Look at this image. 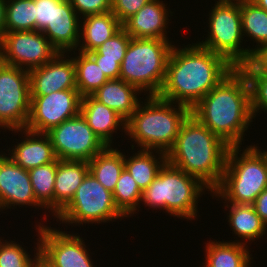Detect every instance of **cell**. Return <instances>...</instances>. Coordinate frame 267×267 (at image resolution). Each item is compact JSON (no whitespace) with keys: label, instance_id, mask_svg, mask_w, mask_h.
<instances>
[{"label":"cell","instance_id":"obj_9","mask_svg":"<svg viewBox=\"0 0 267 267\" xmlns=\"http://www.w3.org/2000/svg\"><path fill=\"white\" fill-rule=\"evenodd\" d=\"M126 217L115 205L113 193L90 172L70 203L55 217L65 224L104 223Z\"/></svg>","mask_w":267,"mask_h":267},{"label":"cell","instance_id":"obj_7","mask_svg":"<svg viewBox=\"0 0 267 267\" xmlns=\"http://www.w3.org/2000/svg\"><path fill=\"white\" fill-rule=\"evenodd\" d=\"M173 45L169 39L131 38L120 66V76L140 92L157 96L166 75L167 61Z\"/></svg>","mask_w":267,"mask_h":267},{"label":"cell","instance_id":"obj_42","mask_svg":"<svg viewBox=\"0 0 267 267\" xmlns=\"http://www.w3.org/2000/svg\"><path fill=\"white\" fill-rule=\"evenodd\" d=\"M5 5L6 0H0V39L5 33Z\"/></svg>","mask_w":267,"mask_h":267},{"label":"cell","instance_id":"obj_22","mask_svg":"<svg viewBox=\"0 0 267 267\" xmlns=\"http://www.w3.org/2000/svg\"><path fill=\"white\" fill-rule=\"evenodd\" d=\"M138 93L142 92L122 79H110L92 96L127 121L141 101L136 96Z\"/></svg>","mask_w":267,"mask_h":267},{"label":"cell","instance_id":"obj_12","mask_svg":"<svg viewBox=\"0 0 267 267\" xmlns=\"http://www.w3.org/2000/svg\"><path fill=\"white\" fill-rule=\"evenodd\" d=\"M57 53L48 38L37 30L5 32L0 39V61L26 71L43 66Z\"/></svg>","mask_w":267,"mask_h":267},{"label":"cell","instance_id":"obj_6","mask_svg":"<svg viewBox=\"0 0 267 267\" xmlns=\"http://www.w3.org/2000/svg\"><path fill=\"white\" fill-rule=\"evenodd\" d=\"M208 189L197 177L166 162L158 176L143 191L141 201L149 208L163 209L171 216L195 219L197 200Z\"/></svg>","mask_w":267,"mask_h":267},{"label":"cell","instance_id":"obj_14","mask_svg":"<svg viewBox=\"0 0 267 267\" xmlns=\"http://www.w3.org/2000/svg\"><path fill=\"white\" fill-rule=\"evenodd\" d=\"M40 223L38 239L40 257L51 267H94L80 235L67 234Z\"/></svg>","mask_w":267,"mask_h":267},{"label":"cell","instance_id":"obj_30","mask_svg":"<svg viewBox=\"0 0 267 267\" xmlns=\"http://www.w3.org/2000/svg\"><path fill=\"white\" fill-rule=\"evenodd\" d=\"M243 36L246 34L257 42L258 47L267 44V11L251 0L240 1Z\"/></svg>","mask_w":267,"mask_h":267},{"label":"cell","instance_id":"obj_31","mask_svg":"<svg viewBox=\"0 0 267 267\" xmlns=\"http://www.w3.org/2000/svg\"><path fill=\"white\" fill-rule=\"evenodd\" d=\"M5 32L35 30V0H6Z\"/></svg>","mask_w":267,"mask_h":267},{"label":"cell","instance_id":"obj_36","mask_svg":"<svg viewBox=\"0 0 267 267\" xmlns=\"http://www.w3.org/2000/svg\"><path fill=\"white\" fill-rule=\"evenodd\" d=\"M78 16L103 14L111 11V0H69ZM82 14V16H81Z\"/></svg>","mask_w":267,"mask_h":267},{"label":"cell","instance_id":"obj_25","mask_svg":"<svg viewBox=\"0 0 267 267\" xmlns=\"http://www.w3.org/2000/svg\"><path fill=\"white\" fill-rule=\"evenodd\" d=\"M153 152L155 150L140 149L135 155L129 158L124 155V167L142 191L158 176L159 171L167 162L166 153L157 151L159 154V158L157 159Z\"/></svg>","mask_w":267,"mask_h":267},{"label":"cell","instance_id":"obj_38","mask_svg":"<svg viewBox=\"0 0 267 267\" xmlns=\"http://www.w3.org/2000/svg\"><path fill=\"white\" fill-rule=\"evenodd\" d=\"M64 0H35V30L42 32L54 16V4Z\"/></svg>","mask_w":267,"mask_h":267},{"label":"cell","instance_id":"obj_15","mask_svg":"<svg viewBox=\"0 0 267 267\" xmlns=\"http://www.w3.org/2000/svg\"><path fill=\"white\" fill-rule=\"evenodd\" d=\"M57 53L43 66L29 71L30 96H45L52 92L76 88V67L73 58ZM65 58V59H64Z\"/></svg>","mask_w":267,"mask_h":267},{"label":"cell","instance_id":"obj_11","mask_svg":"<svg viewBox=\"0 0 267 267\" xmlns=\"http://www.w3.org/2000/svg\"><path fill=\"white\" fill-rule=\"evenodd\" d=\"M57 159L89 162L107 146L93 132L81 113L46 133Z\"/></svg>","mask_w":267,"mask_h":267},{"label":"cell","instance_id":"obj_3","mask_svg":"<svg viewBox=\"0 0 267 267\" xmlns=\"http://www.w3.org/2000/svg\"><path fill=\"white\" fill-rule=\"evenodd\" d=\"M229 147L190 114L166 157L167 162L197 177L212 192L222 179Z\"/></svg>","mask_w":267,"mask_h":267},{"label":"cell","instance_id":"obj_34","mask_svg":"<svg viewBox=\"0 0 267 267\" xmlns=\"http://www.w3.org/2000/svg\"><path fill=\"white\" fill-rule=\"evenodd\" d=\"M0 240V267H33L37 258L40 256V243L37 242L35 249L36 256L34 259L30 258L27 251L21 245L14 241Z\"/></svg>","mask_w":267,"mask_h":267},{"label":"cell","instance_id":"obj_8","mask_svg":"<svg viewBox=\"0 0 267 267\" xmlns=\"http://www.w3.org/2000/svg\"><path fill=\"white\" fill-rule=\"evenodd\" d=\"M209 13L208 37L199 46L223 56L232 66L246 64L251 49L241 48L243 39L240 1H216ZM242 40V41H241Z\"/></svg>","mask_w":267,"mask_h":267},{"label":"cell","instance_id":"obj_23","mask_svg":"<svg viewBox=\"0 0 267 267\" xmlns=\"http://www.w3.org/2000/svg\"><path fill=\"white\" fill-rule=\"evenodd\" d=\"M80 25V41L78 50L83 53H90L100 47L107 39L111 38L121 28L122 24L110 11L103 14L88 15L82 17ZM83 40V41H81Z\"/></svg>","mask_w":267,"mask_h":267},{"label":"cell","instance_id":"obj_39","mask_svg":"<svg viewBox=\"0 0 267 267\" xmlns=\"http://www.w3.org/2000/svg\"><path fill=\"white\" fill-rule=\"evenodd\" d=\"M239 68L244 74H267V44L251 48L249 61Z\"/></svg>","mask_w":267,"mask_h":267},{"label":"cell","instance_id":"obj_33","mask_svg":"<svg viewBox=\"0 0 267 267\" xmlns=\"http://www.w3.org/2000/svg\"><path fill=\"white\" fill-rule=\"evenodd\" d=\"M131 38L132 37L123 28H121L95 51L88 54L94 60L116 61L121 65Z\"/></svg>","mask_w":267,"mask_h":267},{"label":"cell","instance_id":"obj_41","mask_svg":"<svg viewBox=\"0 0 267 267\" xmlns=\"http://www.w3.org/2000/svg\"><path fill=\"white\" fill-rule=\"evenodd\" d=\"M252 205L262 222L267 226V188L257 196Z\"/></svg>","mask_w":267,"mask_h":267},{"label":"cell","instance_id":"obj_5","mask_svg":"<svg viewBox=\"0 0 267 267\" xmlns=\"http://www.w3.org/2000/svg\"><path fill=\"white\" fill-rule=\"evenodd\" d=\"M240 147H229L220 184L210 193L224 203L252 205L267 188V154L255 144L240 154Z\"/></svg>","mask_w":267,"mask_h":267},{"label":"cell","instance_id":"obj_28","mask_svg":"<svg viewBox=\"0 0 267 267\" xmlns=\"http://www.w3.org/2000/svg\"><path fill=\"white\" fill-rule=\"evenodd\" d=\"M78 52L79 56L72 57L76 67V88L82 97L93 95L109 79L88 53Z\"/></svg>","mask_w":267,"mask_h":267},{"label":"cell","instance_id":"obj_32","mask_svg":"<svg viewBox=\"0 0 267 267\" xmlns=\"http://www.w3.org/2000/svg\"><path fill=\"white\" fill-rule=\"evenodd\" d=\"M142 193L143 191L139 188L137 182L124 167L113 191L116 207L126 217L131 216L136 212L137 207H140Z\"/></svg>","mask_w":267,"mask_h":267},{"label":"cell","instance_id":"obj_40","mask_svg":"<svg viewBox=\"0 0 267 267\" xmlns=\"http://www.w3.org/2000/svg\"><path fill=\"white\" fill-rule=\"evenodd\" d=\"M95 62L109 80L119 79L121 65L118 62L109 60H95Z\"/></svg>","mask_w":267,"mask_h":267},{"label":"cell","instance_id":"obj_18","mask_svg":"<svg viewBox=\"0 0 267 267\" xmlns=\"http://www.w3.org/2000/svg\"><path fill=\"white\" fill-rule=\"evenodd\" d=\"M166 5L160 0H151L135 15L128 18L122 28L132 38L168 39L166 27L169 13Z\"/></svg>","mask_w":267,"mask_h":267},{"label":"cell","instance_id":"obj_21","mask_svg":"<svg viewBox=\"0 0 267 267\" xmlns=\"http://www.w3.org/2000/svg\"><path fill=\"white\" fill-rule=\"evenodd\" d=\"M88 173L87 161L57 159L54 183L55 217L70 203Z\"/></svg>","mask_w":267,"mask_h":267},{"label":"cell","instance_id":"obj_4","mask_svg":"<svg viewBox=\"0 0 267 267\" xmlns=\"http://www.w3.org/2000/svg\"><path fill=\"white\" fill-rule=\"evenodd\" d=\"M145 98L147 102H140L126 121L125 134L141 150H156L155 153L161 151L167 154L175 143L182 123L191 114V109L182 104L174 106L176 103L158 96L147 95Z\"/></svg>","mask_w":267,"mask_h":267},{"label":"cell","instance_id":"obj_29","mask_svg":"<svg viewBox=\"0 0 267 267\" xmlns=\"http://www.w3.org/2000/svg\"><path fill=\"white\" fill-rule=\"evenodd\" d=\"M57 172V159L49 164L28 171L36 200L54 214V183Z\"/></svg>","mask_w":267,"mask_h":267},{"label":"cell","instance_id":"obj_45","mask_svg":"<svg viewBox=\"0 0 267 267\" xmlns=\"http://www.w3.org/2000/svg\"><path fill=\"white\" fill-rule=\"evenodd\" d=\"M218 1H242V0H218Z\"/></svg>","mask_w":267,"mask_h":267},{"label":"cell","instance_id":"obj_20","mask_svg":"<svg viewBox=\"0 0 267 267\" xmlns=\"http://www.w3.org/2000/svg\"><path fill=\"white\" fill-rule=\"evenodd\" d=\"M80 113L106 146L112 145L113 133L118 127L122 126V131L126 132V120L92 95L82 97Z\"/></svg>","mask_w":267,"mask_h":267},{"label":"cell","instance_id":"obj_35","mask_svg":"<svg viewBox=\"0 0 267 267\" xmlns=\"http://www.w3.org/2000/svg\"><path fill=\"white\" fill-rule=\"evenodd\" d=\"M245 75L250 87L251 112L255 118L259 110L267 113V74Z\"/></svg>","mask_w":267,"mask_h":267},{"label":"cell","instance_id":"obj_13","mask_svg":"<svg viewBox=\"0 0 267 267\" xmlns=\"http://www.w3.org/2000/svg\"><path fill=\"white\" fill-rule=\"evenodd\" d=\"M30 99V115L25 129L31 132L46 134L65 120L80 114L82 96L77 89L30 96Z\"/></svg>","mask_w":267,"mask_h":267},{"label":"cell","instance_id":"obj_44","mask_svg":"<svg viewBox=\"0 0 267 267\" xmlns=\"http://www.w3.org/2000/svg\"><path fill=\"white\" fill-rule=\"evenodd\" d=\"M253 1L259 8L267 11V0H251Z\"/></svg>","mask_w":267,"mask_h":267},{"label":"cell","instance_id":"obj_1","mask_svg":"<svg viewBox=\"0 0 267 267\" xmlns=\"http://www.w3.org/2000/svg\"><path fill=\"white\" fill-rule=\"evenodd\" d=\"M234 68L223 56L197 43L182 49L173 45L157 96L192 109Z\"/></svg>","mask_w":267,"mask_h":267},{"label":"cell","instance_id":"obj_43","mask_svg":"<svg viewBox=\"0 0 267 267\" xmlns=\"http://www.w3.org/2000/svg\"><path fill=\"white\" fill-rule=\"evenodd\" d=\"M33 267H51L48 265L40 256L37 258L36 262L34 263Z\"/></svg>","mask_w":267,"mask_h":267},{"label":"cell","instance_id":"obj_27","mask_svg":"<svg viewBox=\"0 0 267 267\" xmlns=\"http://www.w3.org/2000/svg\"><path fill=\"white\" fill-rule=\"evenodd\" d=\"M89 172L110 192L113 193L119 176L124 169V154L107 146L89 162Z\"/></svg>","mask_w":267,"mask_h":267},{"label":"cell","instance_id":"obj_26","mask_svg":"<svg viewBox=\"0 0 267 267\" xmlns=\"http://www.w3.org/2000/svg\"><path fill=\"white\" fill-rule=\"evenodd\" d=\"M227 203L229 215L227 219L232 231L239 238L255 241L266 234L267 226L262 222L260 216L256 213L253 205Z\"/></svg>","mask_w":267,"mask_h":267},{"label":"cell","instance_id":"obj_10","mask_svg":"<svg viewBox=\"0 0 267 267\" xmlns=\"http://www.w3.org/2000/svg\"><path fill=\"white\" fill-rule=\"evenodd\" d=\"M30 103L29 71L0 61V128L25 129Z\"/></svg>","mask_w":267,"mask_h":267},{"label":"cell","instance_id":"obj_37","mask_svg":"<svg viewBox=\"0 0 267 267\" xmlns=\"http://www.w3.org/2000/svg\"><path fill=\"white\" fill-rule=\"evenodd\" d=\"M151 0H111V12L123 24Z\"/></svg>","mask_w":267,"mask_h":267},{"label":"cell","instance_id":"obj_19","mask_svg":"<svg viewBox=\"0 0 267 267\" xmlns=\"http://www.w3.org/2000/svg\"><path fill=\"white\" fill-rule=\"evenodd\" d=\"M23 132L25 140L15 145L10 151L11 159L25 170L54 162L55 155L50 137L45 133H35L26 129L14 130ZM37 138V139H36Z\"/></svg>","mask_w":267,"mask_h":267},{"label":"cell","instance_id":"obj_2","mask_svg":"<svg viewBox=\"0 0 267 267\" xmlns=\"http://www.w3.org/2000/svg\"><path fill=\"white\" fill-rule=\"evenodd\" d=\"M191 114L230 147L242 145L244 132L254 119L244 72L234 68L191 109Z\"/></svg>","mask_w":267,"mask_h":267},{"label":"cell","instance_id":"obj_24","mask_svg":"<svg viewBox=\"0 0 267 267\" xmlns=\"http://www.w3.org/2000/svg\"><path fill=\"white\" fill-rule=\"evenodd\" d=\"M246 245L245 242L239 241L208 242L204 267H249L253 258Z\"/></svg>","mask_w":267,"mask_h":267},{"label":"cell","instance_id":"obj_16","mask_svg":"<svg viewBox=\"0 0 267 267\" xmlns=\"http://www.w3.org/2000/svg\"><path fill=\"white\" fill-rule=\"evenodd\" d=\"M0 155V209L28 205L44 208L35 198L28 170Z\"/></svg>","mask_w":267,"mask_h":267},{"label":"cell","instance_id":"obj_17","mask_svg":"<svg viewBox=\"0 0 267 267\" xmlns=\"http://www.w3.org/2000/svg\"><path fill=\"white\" fill-rule=\"evenodd\" d=\"M79 18L69 0L54 4L53 20L48 23L42 33L58 52L67 55L68 51L77 50L81 29Z\"/></svg>","mask_w":267,"mask_h":267}]
</instances>
